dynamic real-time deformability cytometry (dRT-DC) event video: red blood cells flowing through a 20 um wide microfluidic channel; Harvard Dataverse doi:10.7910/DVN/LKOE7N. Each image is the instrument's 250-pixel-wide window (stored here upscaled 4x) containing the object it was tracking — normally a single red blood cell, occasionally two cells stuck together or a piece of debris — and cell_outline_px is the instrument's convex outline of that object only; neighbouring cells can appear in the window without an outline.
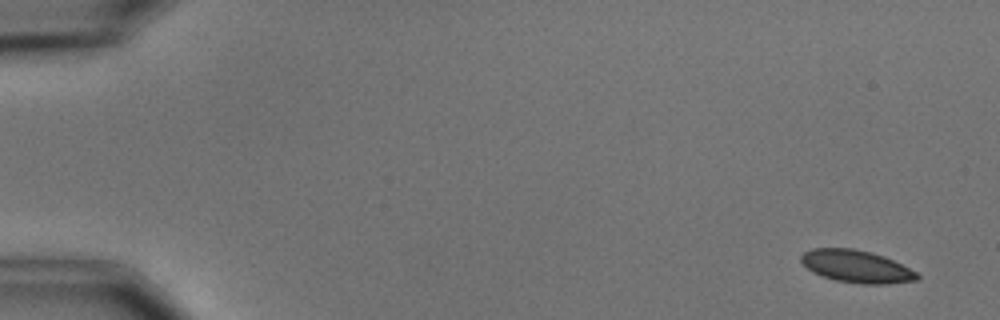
{"species": "common noctule bat (a hibernating species)", "species_latin": "Nyctalus noctula", "temperature_condition": "cold", "stored_images_in_passage": 5, "camera_frame_rate_fps": 3000, "um_per_image_px": 0.085, "animal": {"sex": "male", "body_mass_g": 15.6}, "frame": {"image": 1, "passage_image": 1, "time_ms": 0.0, "image_size_px": [1000, 320], "cell_outline_px": [[920, 276], [916, 280], [884, 284], [860, 284], [836, 280], [820, 276], [812, 272], [800, 260], [800, 256], [804, 252], [812, 248], [852, 248], [872, 252], [884, 256], [916, 272]], "centroid_in_image_um": [72.76, 22.64], "position_along_channel_um": 12.2, "area_um2": 21.85}}
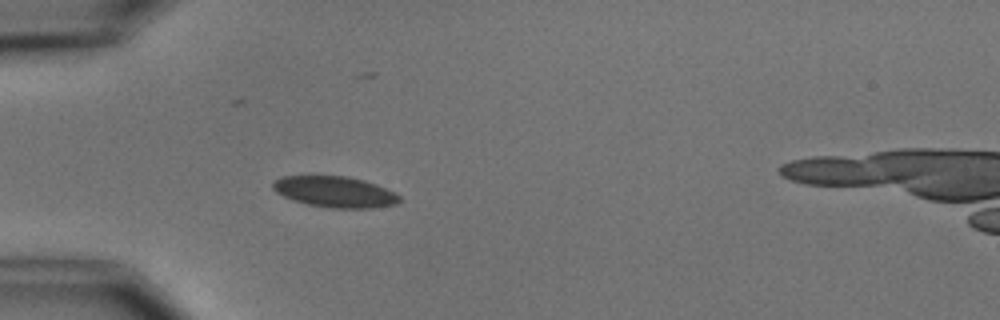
{"frame": {"image": 2, "passage_image": 5, "time_ms": 4.667, "image_size_px": [1000, 320], "cell_outline_px": [[400, 200], [396, 204], [376, 208], [332, 208], [308, 204], [284, 196], [276, 192], [272, 188], [272, 184], [280, 176], [348, 176], [364, 180], [376, 184], [396, 192], [400, 196]], "centroid_in_image_um": [28.51, 16.3], "position_along_channel_um": 56.5, "area_um2": 22.83}}